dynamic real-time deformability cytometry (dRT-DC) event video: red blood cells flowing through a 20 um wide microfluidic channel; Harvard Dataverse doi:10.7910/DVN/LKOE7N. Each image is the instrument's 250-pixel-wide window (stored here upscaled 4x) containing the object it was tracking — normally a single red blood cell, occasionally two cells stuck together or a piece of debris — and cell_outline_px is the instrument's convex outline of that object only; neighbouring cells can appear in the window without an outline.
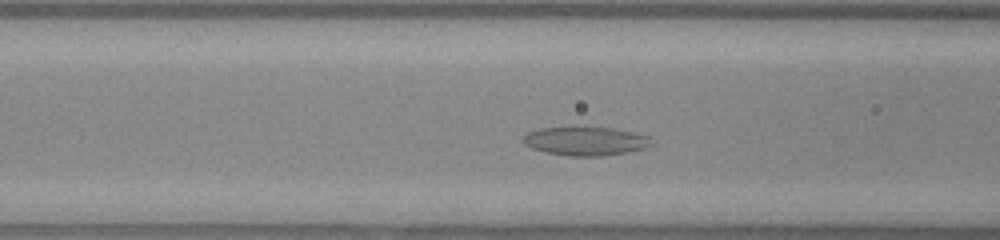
{"species": "common noctule bat (a hibernating species)", "species_latin": "Nyctalus noctula", "temperature_condition": "warm", "stored_images_in_passage": 40, "camera_frame_rate_fps": 3000, "um_per_image_px": 0.085, "animal": {"sex": "male", "body_mass_g": 20.0, "forearm_length_mm": 53.3}, "frame": {"image": 1, "passage_image": 7, "time_ms": 2.0, "image_size_px": [1000, 240], "cell_outline_px": [[656, 144], [644, 148], [628, 152], [600, 156], [568, 156], [548, 152], [532, 148], [524, 144], [524, 136], [528, 132], [540, 128], [612, 128], [652, 136]], "centroid_in_image_um": [49.86, 12.0], "position_along_channel_um": 116.7, "area_um2": 21.33}}
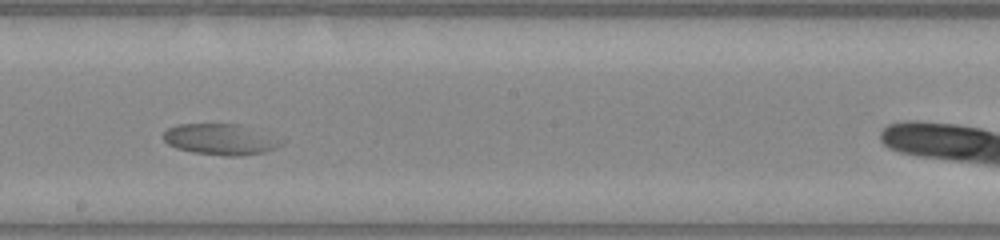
{"frame": {"image": 2, "passage_image": 16, "time_ms": 5.0, "image_size_px": [1000, 240], "cell_outline_px": [[284, 144], [264, 152], [240, 156], [228, 156], [192, 152], [176, 148], [168, 144], [164, 140], [164, 132], [168, 128], [176, 124], [236, 124], [284, 140]], "centroid_in_image_um": [18.7, 11.85], "position_along_channel_um": 229.5, "area_um2": 20.98}}
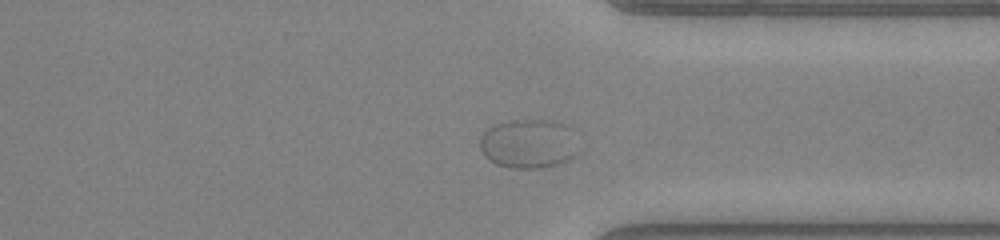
{"frame": {"image": 3, "passage_image": 27, "time_ms": 8.667, "image_size_px": [1000, 240], "cell_outline_px": [[580, 152], [568, 160], [556, 164], [540, 168], [512, 168], [496, 164], [488, 160], [484, 156], [480, 148], [480, 136], [492, 124], [516, 120], [552, 120], [568, 124], [572, 128]], "centroid_in_image_um": [44.95, 12.2], "position_along_channel_um": 366.4, "area_um2": 28.78}}